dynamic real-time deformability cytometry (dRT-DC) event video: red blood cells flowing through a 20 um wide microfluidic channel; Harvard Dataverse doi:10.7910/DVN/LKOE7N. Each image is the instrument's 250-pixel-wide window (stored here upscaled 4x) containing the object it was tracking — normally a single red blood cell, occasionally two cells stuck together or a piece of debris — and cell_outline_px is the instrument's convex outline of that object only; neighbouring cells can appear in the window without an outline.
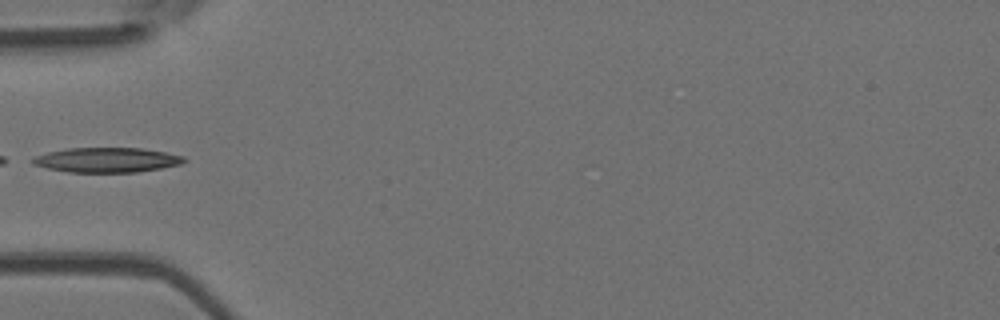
{"species": "Egyptian fruit bat (a non-hibernating species)", "species_latin": "Rousettus aegyptiacus", "temperature_condition": "room temperature", "stored_images_in_passage": 21, "camera_frame_rate_fps": 3000, "um_per_image_px": 0.085, "animal": {"sex": "female"}, "frame": {"image": 1, "passage_image": 1, "time_ms": 0.0, "image_size_px": [1000, 320], "cell_outline_px": [[188, 160], [180, 164], [160, 168], [136, 172], [68, 172], [48, 168], [32, 164], [28, 160], [36, 156], [48, 152], [64, 148], [140, 148], [164, 152], [184, 156]], "centroid_in_image_um": [9.05, 13.59], "position_along_channel_um": 76.0, "area_um2": 21.85}}
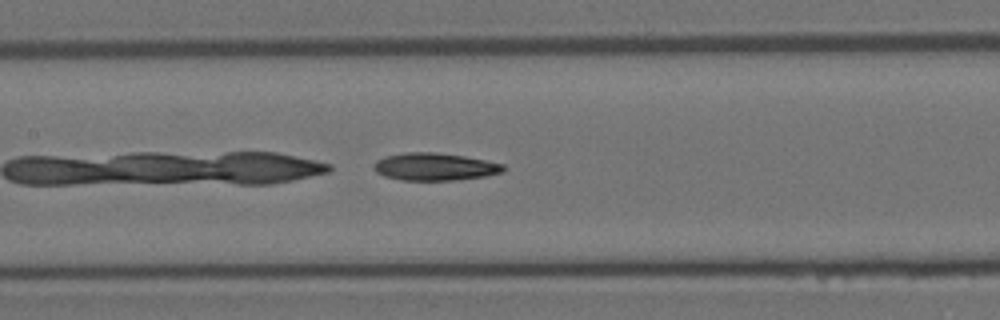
{"frame": {"image": 2, "passage_image": 8, "time_ms": 2.333, "image_size_px": [1000, 320], "cell_outline_px": [[508, 168], [504, 172], [484, 176], [456, 180], [400, 180], [384, 176], [376, 172], [372, 168], [372, 164], [376, 160], [384, 156], [404, 152], [436, 152], [464, 156], [504, 164]], "centroid_in_image_um": [36.93, 14.17], "position_along_channel_um": 170.5, "area_um2": 21.04}}
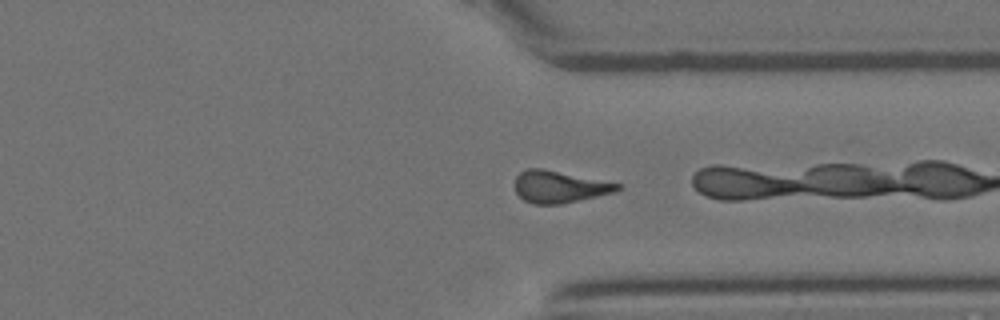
{"frame": {"image": 3, "passage_image": 19, "time_ms": 6.0, "image_size_px": [1000, 320], "cell_outline_px": [[624, 188], [616, 192], [560, 204], [532, 204], [524, 200], [516, 192], [516, 176], [520, 172], [528, 168], [540, 168], [624, 184]], "centroid_in_image_um": [47.6, 15.88], "position_along_channel_um": 363.8, "area_um2": 19.13}}